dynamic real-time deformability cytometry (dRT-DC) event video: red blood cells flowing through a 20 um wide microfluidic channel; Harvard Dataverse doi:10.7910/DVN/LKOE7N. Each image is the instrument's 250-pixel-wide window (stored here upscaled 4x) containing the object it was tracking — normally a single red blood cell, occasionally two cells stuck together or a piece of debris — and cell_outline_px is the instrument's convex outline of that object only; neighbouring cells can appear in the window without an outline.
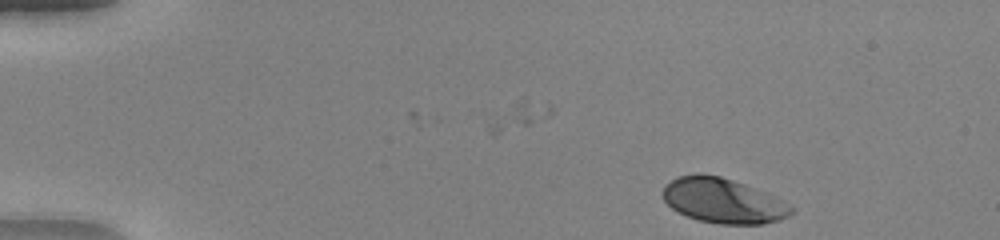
{"species": "human", "species_latin": "Homo sapiens", "temperature_condition": "warm", "stored_images_in_passage": 40, "camera_frame_rate_fps": 3000, "um_per_image_px": 0.085, "donor": {"sex": "female"}, "frame": {"image": 1, "passage_image": 1, "time_ms": 0.0, "image_size_px": [1000, 240], "cell_outline_px": [[796, 208], [788, 216], [780, 220], [764, 224], [720, 224], [696, 220], [672, 208], [664, 200], [664, 188], [672, 180], [680, 176], [696, 172], [700, 172], [720, 176], [768, 192], [776, 196]], "centroid_in_image_um": [61.52, 17.06], "position_along_channel_um": 23.5, "area_um2": 33.76}}
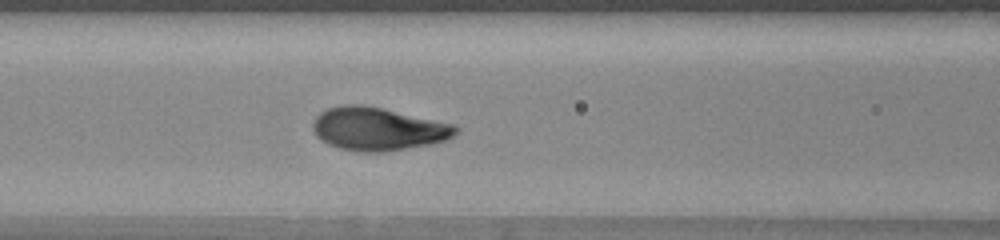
{"frame": {"image": 2, "passage_image": 17, "time_ms": 5.333, "image_size_px": [1000, 240], "cell_outline_px": [[460, 132], [448, 140], [428, 144], [384, 152], [360, 152], [340, 148], [328, 144], [316, 136], [312, 128], [312, 124], [316, 116], [320, 112], [328, 108], [340, 104], [360, 104], [380, 108], [456, 124], [460, 128]], "centroid_in_image_um": [32.14, 10.95], "position_along_channel_um": 134.5, "area_um2": 36.01}}
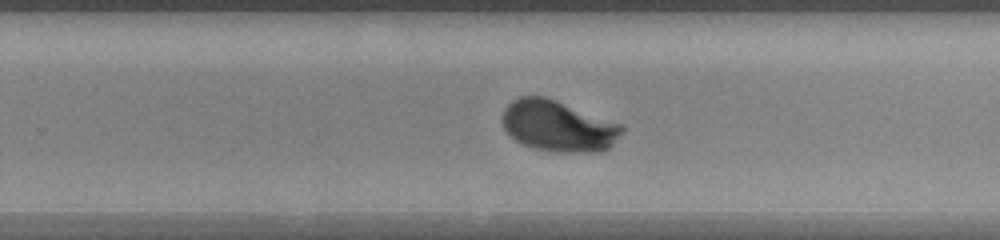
{"frame": {"image": 3, "passage_image": 28, "time_ms": 9.0, "image_size_px": [1000, 240], "cell_outline_px": [[624, 128], [612, 144], [604, 152], [556, 152], [532, 148], [516, 140], [504, 128], [500, 120], [500, 116], [504, 108], [512, 100], [520, 96], [544, 96], [556, 100], [624, 124]], "centroid_in_image_um": [47.43, 10.7], "position_along_channel_um": 282.4, "area_um2": 35.84}, "authors_computed_cell_mechanics": {"area_um2": 34.5644, "velocity_mm_per_s": 4.0435, "shape_relaxation_time_tau1_ms": 2.2455, "shape_relaxation_time_tau2_ms": null, "deformation_change_tau1": 0.1775, "deformation_change_tau2": null}}